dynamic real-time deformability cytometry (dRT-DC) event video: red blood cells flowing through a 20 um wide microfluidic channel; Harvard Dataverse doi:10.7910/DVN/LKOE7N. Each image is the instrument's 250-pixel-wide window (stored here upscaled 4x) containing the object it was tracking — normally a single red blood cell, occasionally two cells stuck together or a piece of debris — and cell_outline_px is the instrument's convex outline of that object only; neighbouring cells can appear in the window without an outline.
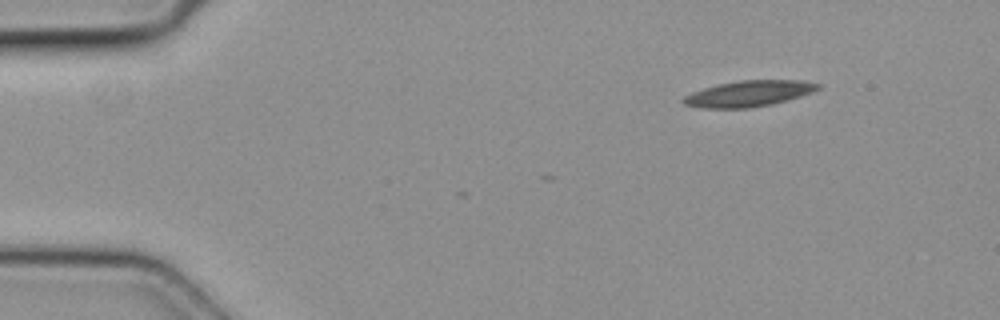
{"species": "common noctule bat (a hibernating species)", "species_latin": "Nyctalus noctula", "temperature_condition": "cold", "stored_images_in_passage": 3, "camera_frame_rate_fps": 3000, "um_per_image_px": 0.085, "animal": {"sex": "female", "body_mass_g": 19.3, "forearm_length_mm": 54.1}, "frame": {"image": 1, "passage_image": 1, "time_ms": 0.0, "image_size_px": [1000, 320], "cell_outline_px": [[820, 88], [812, 92], [788, 100], [772, 104], [748, 108], [700, 108], [684, 104], [680, 100], [684, 96], [692, 92], [704, 88], [720, 84], [740, 80], [804, 80], [820, 84]], "centroid_in_image_um": [63.64, 7.96], "position_along_channel_um": 21.4, "area_um2": 20.35}}